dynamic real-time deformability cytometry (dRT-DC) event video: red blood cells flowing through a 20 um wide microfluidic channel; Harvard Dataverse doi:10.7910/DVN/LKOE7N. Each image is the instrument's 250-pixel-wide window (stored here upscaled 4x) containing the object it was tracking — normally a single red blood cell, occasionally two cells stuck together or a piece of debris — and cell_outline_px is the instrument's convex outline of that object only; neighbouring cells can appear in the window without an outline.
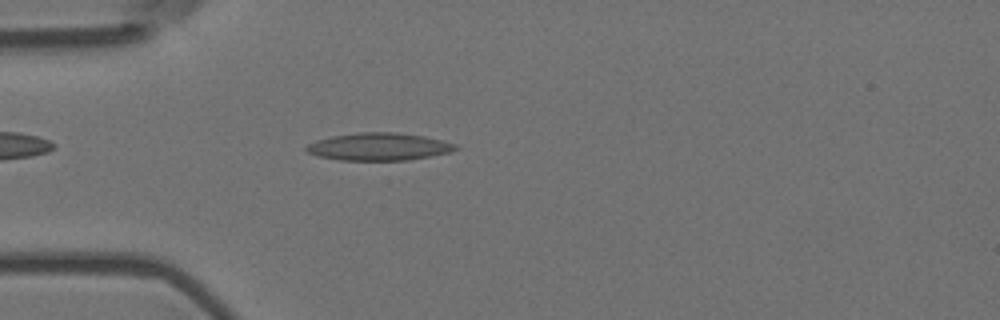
{"species": "Egyptian fruit bat (a non-hibernating species)", "species_latin": "Rousettus aegyptiacus", "temperature_condition": "room temperature", "stored_images_in_passage": 53, "camera_frame_rate_fps": 3000, "um_per_image_px": 0.085, "animal": {"sex": "female"}, "frame": {"image": 1, "passage_image": 14, "time_ms": 4.333, "image_size_px": [1000, 320], "cell_outline_px": [[460, 148], [448, 152], [408, 160], [340, 160], [316, 156], [308, 152], [304, 148], [308, 144], [316, 140], [332, 136], [360, 132], [396, 132], [424, 136], [456, 144]], "centroid_in_image_um": [32.17, 12.46], "position_along_channel_um": 52.8, "area_um2": 23.81}}
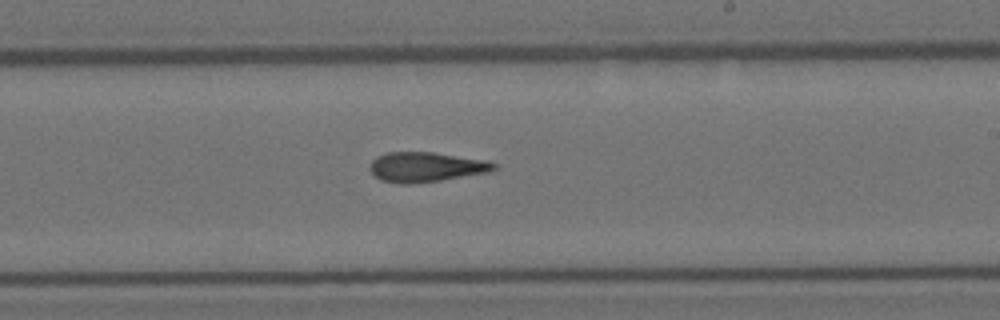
{"frame": {"image": 2, "passage_image": 31, "time_ms": 10.0, "image_size_px": [1000, 320], "cell_outline_px": [[496, 168], [488, 172], [440, 180], [408, 184], [400, 184], [380, 180], [368, 168], [372, 160], [376, 156], [388, 152], [432, 152], [488, 160], [496, 164]], "centroid_in_image_um": [36.18, 14.19], "position_along_channel_um": 252.8, "area_um2": 21.5}}
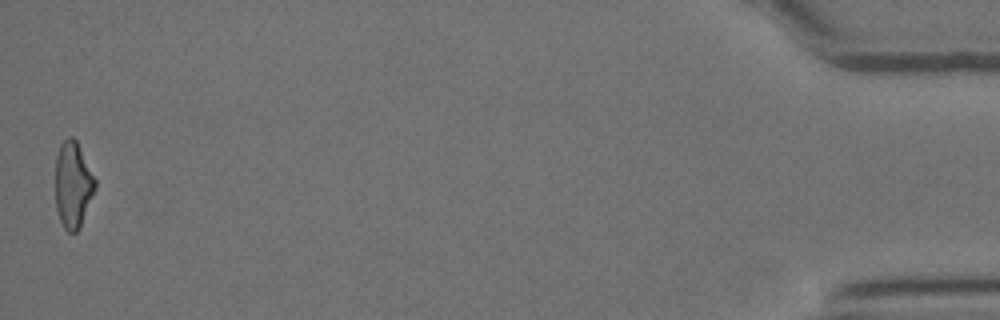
{"frame": {"image": 3, "passage_image": 53, "time_ms": 17.333, "image_size_px": [1000, 320], "cell_outline_px": [[96, 188], [80, 228], [76, 232], [68, 232], [64, 228], [60, 220], [56, 208], [56, 156], [60, 144], [68, 136], [72, 136], [76, 140], [96, 180]], "centroid_in_image_um": [6.2, 15.71], "position_along_channel_um": 429.0, "area_um2": 19.94}, "authors_computed_cell_mechanics": {"area_um2": 21.5594, "velocity_mm_per_s": 3.6718, "shape_relaxation_time_tau1_ms": null, "shape_relaxation_time_tau2_ms": 3.0378, "deformation_change_tau1": null, "deformation_change_tau2": 0.1295}}